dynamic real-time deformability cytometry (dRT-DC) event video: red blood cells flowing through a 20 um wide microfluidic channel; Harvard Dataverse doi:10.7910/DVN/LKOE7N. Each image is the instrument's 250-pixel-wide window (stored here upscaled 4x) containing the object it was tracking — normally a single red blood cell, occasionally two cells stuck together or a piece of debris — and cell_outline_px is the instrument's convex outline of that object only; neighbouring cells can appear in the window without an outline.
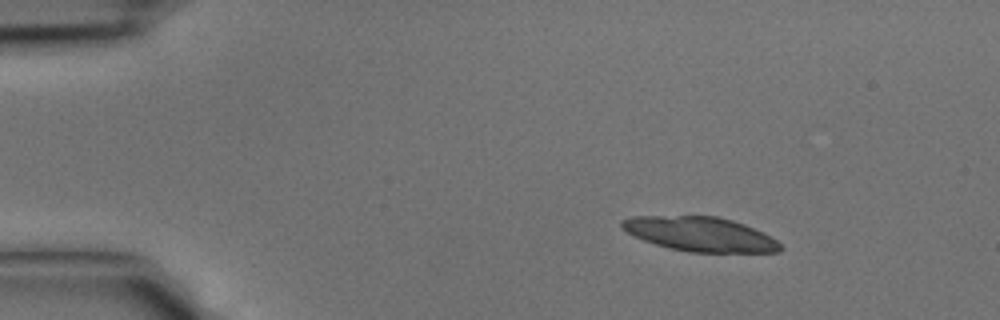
{"species": "common noctule bat (a hibernating species)", "species_latin": "Nyctalus noctula", "temperature_condition": "cold", "stored_images_in_passage": 36, "camera_frame_rate_fps": 3000, "um_per_image_px": 0.085, "animal": {"sex": "male", "body_mass_g": 15.6}, "frame": {"image": 1, "passage_image": 1, "time_ms": 0.0, "image_size_px": [1000, 320], "cell_outline_px": [[784, 248], [780, 252], [688, 252], [668, 248], [644, 240], [620, 228], [620, 220], [632, 216], [716, 216], [732, 220], [744, 224], [764, 232], [776, 240]], "centroid_in_image_um": [59.52, 19.9], "position_along_channel_um": 25.5, "area_um2": 31.79}}